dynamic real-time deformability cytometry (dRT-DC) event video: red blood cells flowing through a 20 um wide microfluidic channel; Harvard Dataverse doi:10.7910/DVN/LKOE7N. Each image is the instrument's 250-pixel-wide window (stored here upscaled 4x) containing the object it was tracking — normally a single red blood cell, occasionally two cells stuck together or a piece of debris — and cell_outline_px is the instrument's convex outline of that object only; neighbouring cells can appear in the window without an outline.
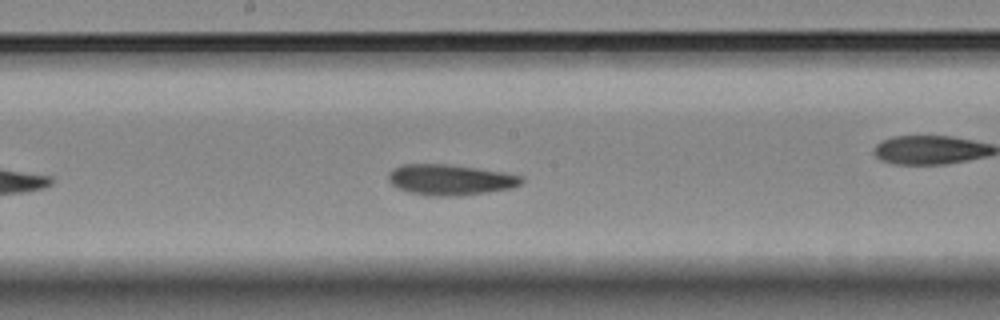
{"species": "Egyptian fruit bat (a non-hibernating species)", "species_latin": "Rousettus aegyptiacus", "temperature_condition": "room temperature", "stored_images_in_passage": 29, "camera_frame_rate_fps": 3000, "um_per_image_px": 0.085, "animal": {"sex": "female"}, "frame": {"image": 1, "passage_image": 17, "time_ms": 5.333, "image_size_px": [1000, 320], "cell_outline_px": [[524, 180], [520, 184], [512, 188], [488, 192], [460, 196], [428, 196], [408, 192], [396, 188], [388, 180], [388, 172], [392, 168], [400, 164], [448, 164], [504, 172], [524, 176]], "centroid_in_image_um": [38.24, 15.28], "position_along_channel_um": 210.0, "area_um2": 24.16}, "authors_computed_cell_mechanics": {"area_um2": 23.6402, "velocity_mm_per_s": 3.5512, "shape_relaxation_time_tau1_ms": null, "shape_relaxation_time_tau2_ms": 5.7387, "deformation_change_tau1": null, "deformation_change_tau2": 0.0848}}